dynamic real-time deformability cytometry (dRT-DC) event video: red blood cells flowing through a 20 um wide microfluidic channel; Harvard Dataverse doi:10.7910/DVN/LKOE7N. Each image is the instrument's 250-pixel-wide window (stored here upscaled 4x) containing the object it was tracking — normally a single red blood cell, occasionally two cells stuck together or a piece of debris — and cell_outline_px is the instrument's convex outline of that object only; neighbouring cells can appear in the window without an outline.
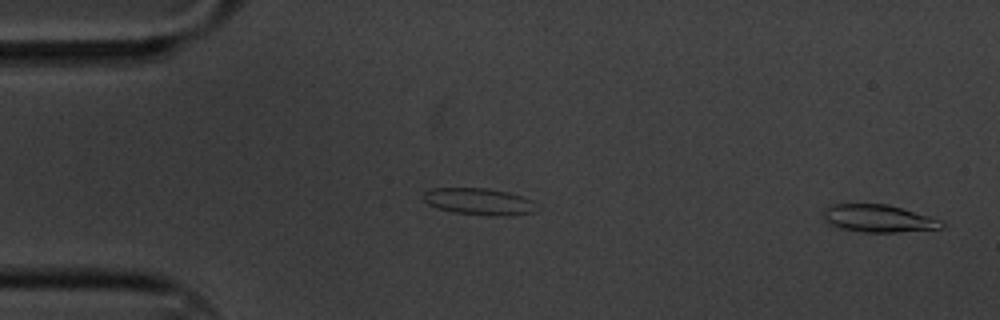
{"species": "common noctule bat (a hibernating species)", "species_latin": "Nyctalus noctula", "temperature_condition": "cold", "stored_images_in_passage": 4, "camera_frame_rate_fps": 3000, "um_per_image_px": 0.085, "animal": {"sex": "male", "body_mass_g": 20.1, "forearm_length_mm": 53.5}, "frame": {"image": 1, "passage_image": 4, "time_ms": 1.0, "image_size_px": [1000, 320], "cell_outline_px": [[944, 224], [940, 228], [896, 232], [864, 232], [840, 228], [828, 224], [824, 220], [820, 212], [824, 208], [832, 204], [888, 204], [928, 216], [940, 220]], "centroid_in_image_um": [74.56, 18.56], "position_along_channel_um": 10.4, "area_um2": 18.9}}